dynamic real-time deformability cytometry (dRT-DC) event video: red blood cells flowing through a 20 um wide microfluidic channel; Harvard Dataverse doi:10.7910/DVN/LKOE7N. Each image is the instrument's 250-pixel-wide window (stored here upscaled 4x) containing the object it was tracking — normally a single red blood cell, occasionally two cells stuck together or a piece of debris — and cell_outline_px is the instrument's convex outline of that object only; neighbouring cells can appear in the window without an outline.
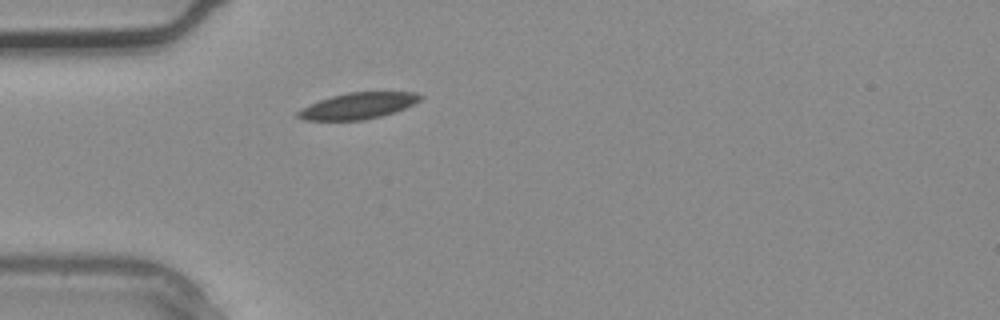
{"species": "common noctule bat (a hibernating species)", "species_latin": "Nyctalus noctula", "temperature_condition": "warm", "stored_images_in_passage": 2, "camera_frame_rate_fps": 3000, "um_per_image_px": 0.085, "animal": {"sex": "male", "body_mass_g": 20.4}, "frame": {"image": 1, "passage_image": 2, "time_ms": 0.333, "image_size_px": [1000, 320], "cell_outline_px": [[424, 96], [416, 104], [380, 116], [364, 120], [304, 120], [296, 116], [296, 112], [300, 108], [308, 104], [332, 96], [348, 92], [416, 92]], "centroid_in_image_um": [30.42, 8.99], "position_along_channel_um": 54.6, "area_um2": 18.73}}